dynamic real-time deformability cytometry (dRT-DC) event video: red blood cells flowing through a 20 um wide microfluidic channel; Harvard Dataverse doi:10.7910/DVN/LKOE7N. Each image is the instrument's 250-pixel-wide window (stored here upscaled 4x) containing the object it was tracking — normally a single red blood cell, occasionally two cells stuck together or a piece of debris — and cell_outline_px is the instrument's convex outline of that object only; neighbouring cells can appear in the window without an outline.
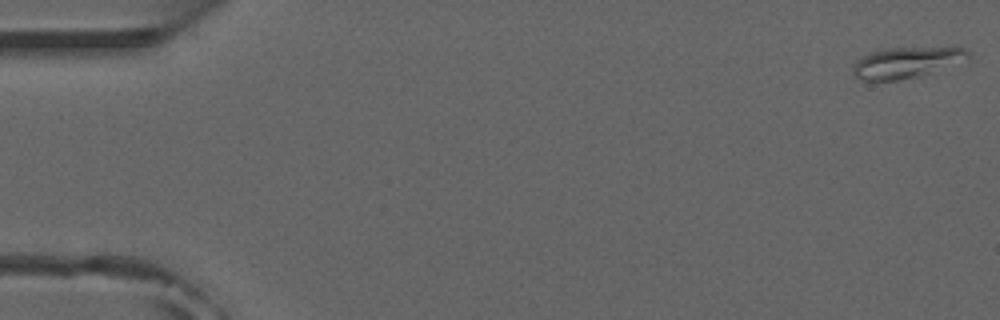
{"species": "common noctule bat (a hibernating species)", "species_latin": "Nyctalus noctula", "temperature_condition": "room temperature", "stored_images_in_passage": 52, "camera_frame_rate_fps": 3000, "um_per_image_px": 0.085, "animal": {"sex": "male", "forearm_length_mm": 52.5}, "frame": {"image": 1, "passage_image": 1, "time_ms": 0.0, "image_size_px": [1000, 320], "cell_outline_px": [[968, 60], [916, 76], [896, 80], [864, 80], [856, 76], [852, 72], [852, 64], [856, 60], [872, 52], [888, 48], [964, 48], [968, 52]], "centroid_in_image_um": [77.0, 5.31], "position_along_channel_um": 8.0, "area_um2": 20.11}}
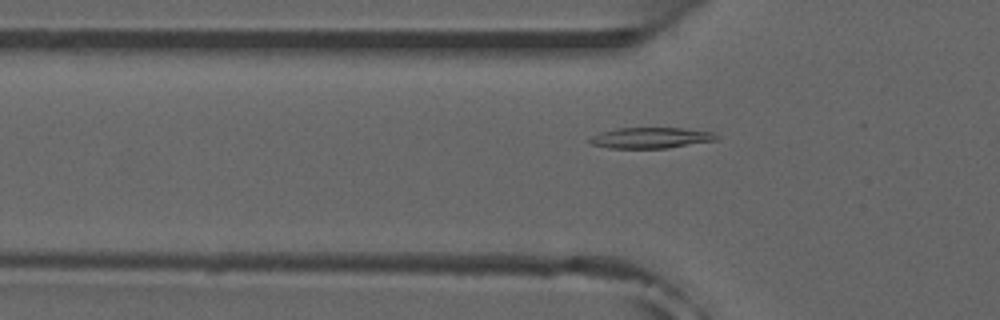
{"frame": {"image": 2, "passage_image": 17, "time_ms": 5.333, "image_size_px": [1000, 320], "cell_outline_px": [[720, 136], [716, 140], [668, 148], [608, 148], [592, 144], [588, 140], [600, 132], [616, 128], [684, 128], [712, 132]], "centroid_in_image_um": [55.34, 11.71], "position_along_channel_um": 70.5, "area_um2": 15.32}}
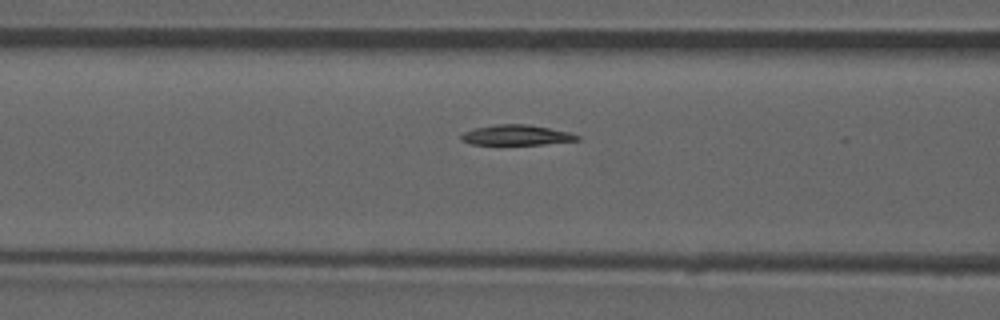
{"frame": {"image": 3, "passage_image": 21, "time_ms": 6.667, "image_size_px": [1000, 320], "cell_outline_px": [[580, 140], [544, 144], [472, 144], [460, 140], [460, 136], [464, 132], [476, 128], [496, 124], [528, 124], [568, 132], [580, 136]], "centroid_in_image_um": [43.89, 11.48], "position_along_channel_um": 122.7, "area_um2": 13.53}}